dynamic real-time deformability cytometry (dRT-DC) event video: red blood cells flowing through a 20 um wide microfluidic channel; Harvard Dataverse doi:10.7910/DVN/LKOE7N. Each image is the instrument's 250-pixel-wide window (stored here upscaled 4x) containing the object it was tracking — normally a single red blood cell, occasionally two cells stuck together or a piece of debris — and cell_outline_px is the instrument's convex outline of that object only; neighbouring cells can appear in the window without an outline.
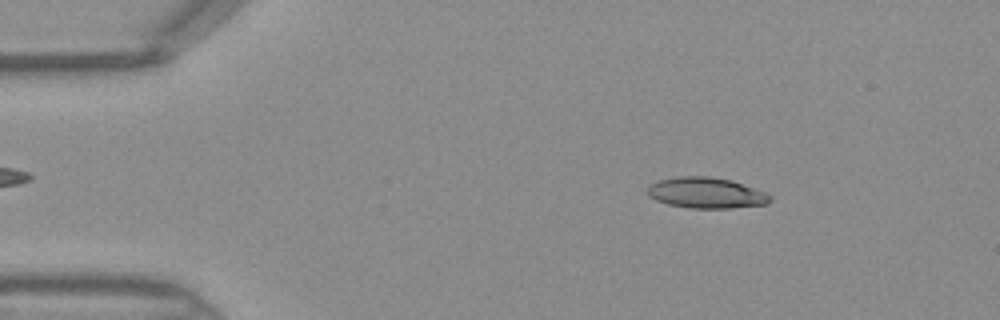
{"species": "Egyptian fruit bat (a non-hibernating species)", "species_latin": "Rousettus aegyptiacus", "temperature_condition": "warm", "stored_images_in_passage": 45, "camera_frame_rate_fps": 3000, "um_per_image_px": 0.085, "frame": {"image": 1, "passage_image": 6, "time_ms": 1.667, "image_size_px": [1000, 320], "cell_outline_px": [[772, 200], [768, 204], [728, 208], [688, 208], [668, 204], [656, 200], [648, 196], [648, 188], [652, 184], [660, 180], [680, 176], [708, 176], [732, 180], [764, 192], [772, 196]], "centroid_in_image_um": [60.04, 16.4], "position_along_channel_um": 25.0, "area_um2": 21.91}}
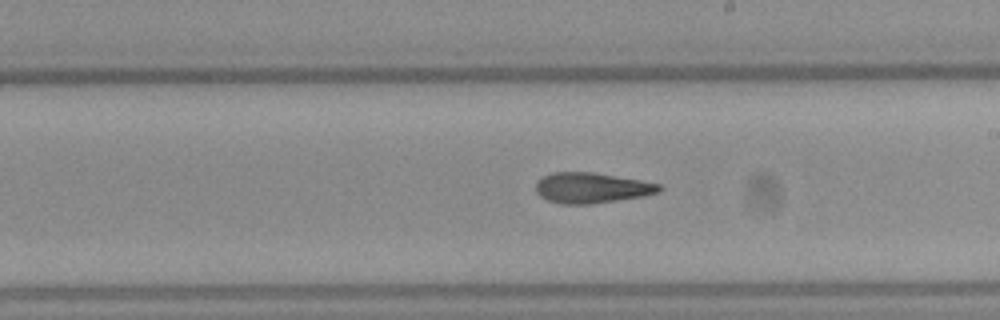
{"frame": {"image": 2, "passage_image": 25, "time_ms": 8.0, "image_size_px": [1000, 320], "cell_outline_px": [[664, 188], [660, 192], [644, 196], [592, 204], [560, 204], [548, 200], [540, 196], [536, 192], [536, 180], [552, 172], [592, 172], [640, 180], [660, 184]], "centroid_in_image_um": [50.29, 15.97], "position_along_channel_um": 238.7, "area_um2": 22.02}}
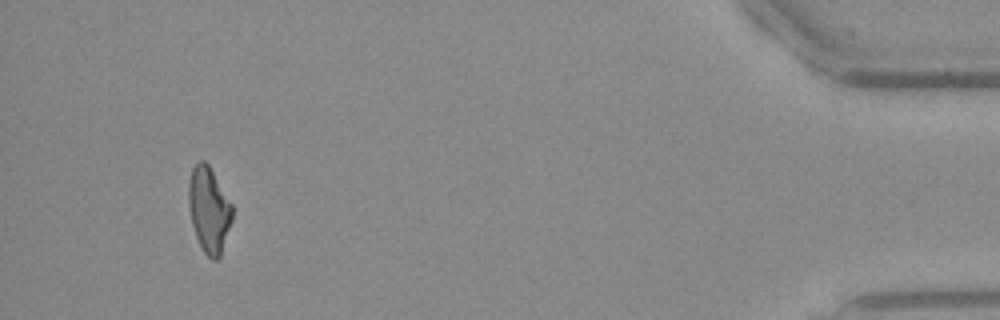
{"frame": {"image": 3, "passage_image": 42, "time_ms": 13.667, "image_size_px": [1000, 320], "cell_outline_px": [[232, 220], [220, 256], [216, 260], [212, 260], [204, 252], [196, 236], [192, 224], [188, 204], [188, 184], [192, 168], [200, 160], [204, 160], [208, 164], [232, 204]], "centroid_in_image_um": [17.75, 17.82], "position_along_channel_um": 417.4, "area_um2": 21.56}}